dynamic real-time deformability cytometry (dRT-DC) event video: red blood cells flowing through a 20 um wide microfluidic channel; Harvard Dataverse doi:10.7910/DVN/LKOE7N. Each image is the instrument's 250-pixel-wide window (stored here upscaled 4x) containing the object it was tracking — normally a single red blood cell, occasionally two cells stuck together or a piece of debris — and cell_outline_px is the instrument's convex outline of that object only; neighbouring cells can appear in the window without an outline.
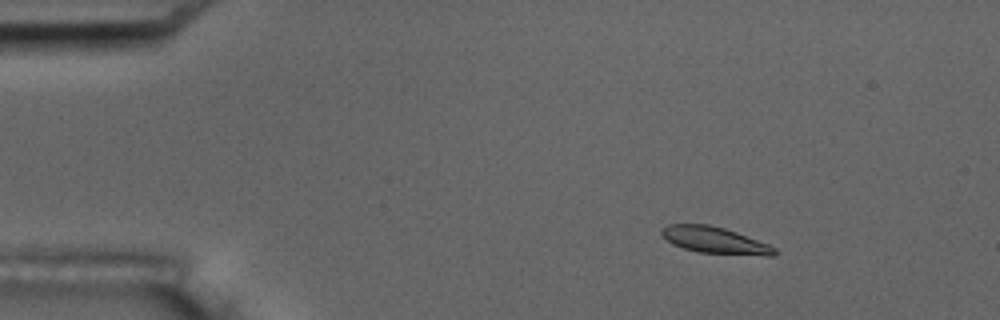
{"species": "common noctule bat (a hibernating species)", "species_latin": "Nyctalus noctula", "temperature_condition": "room temperature", "stored_images_in_passage": 14, "camera_frame_rate_fps": 3000, "um_per_image_px": 0.085, "animal": {"sex": "male", "body_mass_g": 17.5, "forearm_length_mm": 52.3}, "frame": {"image": 1, "passage_image": 3, "time_ms": 2.0, "image_size_px": [1000, 320], "cell_outline_px": [[780, 252], [776, 256], [768, 256], [700, 252], [684, 248], [672, 244], [660, 232], [660, 228], [668, 224], [708, 224], [724, 228], [736, 232], [768, 244], [776, 248]], "centroid_in_image_um": [60.79, 20.42], "position_along_channel_um": 24.2, "area_um2": 17.46}, "authors_computed_cell_mechanics": {"area_um2": 17.3689, "velocity_mm_per_s": 3.488, "shape_relaxation_time_tau1_ms": null, "shape_relaxation_time_tau2_ms": 2.3677, "deformation_change_tau1": null, "deformation_change_tau2": 0.0476}}